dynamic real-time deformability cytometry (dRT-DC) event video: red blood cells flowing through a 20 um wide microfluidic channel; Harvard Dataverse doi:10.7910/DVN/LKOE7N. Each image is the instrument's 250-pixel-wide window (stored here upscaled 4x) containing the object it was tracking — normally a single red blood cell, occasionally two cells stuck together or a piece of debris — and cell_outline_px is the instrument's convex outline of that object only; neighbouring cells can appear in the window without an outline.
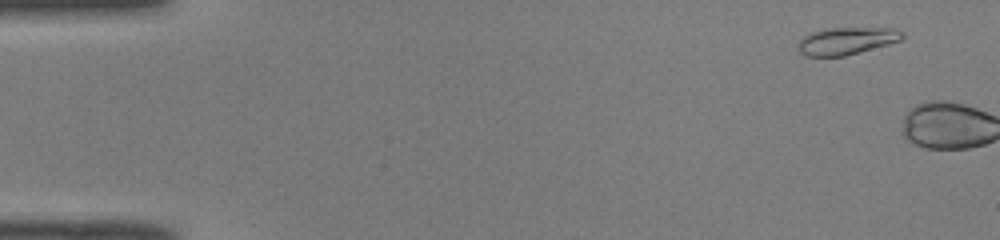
{"species": "common noctule bat (a hibernating species)", "species_latin": "Nyctalus noctula", "temperature_condition": "room temperature", "stored_images_in_passage": 5, "camera_frame_rate_fps": 3000, "um_per_image_px": 0.085, "animal": {"sex": "male", "body_mass_g": 19.0, "forearm_length_mm": 50.8}, "frame": {"image": 1, "passage_image": 4, "time_ms": 1.0, "image_size_px": [1000, 240], "cell_outline_px": [[904, 36], [900, 40], [888, 44], [844, 56], [804, 56], [800, 52], [800, 40], [804, 36], [812, 32], [824, 28], [896, 28], [904, 32]], "centroid_in_image_um": [71.98, 3.46], "position_along_channel_um": 13.0, "area_um2": 16.42}}